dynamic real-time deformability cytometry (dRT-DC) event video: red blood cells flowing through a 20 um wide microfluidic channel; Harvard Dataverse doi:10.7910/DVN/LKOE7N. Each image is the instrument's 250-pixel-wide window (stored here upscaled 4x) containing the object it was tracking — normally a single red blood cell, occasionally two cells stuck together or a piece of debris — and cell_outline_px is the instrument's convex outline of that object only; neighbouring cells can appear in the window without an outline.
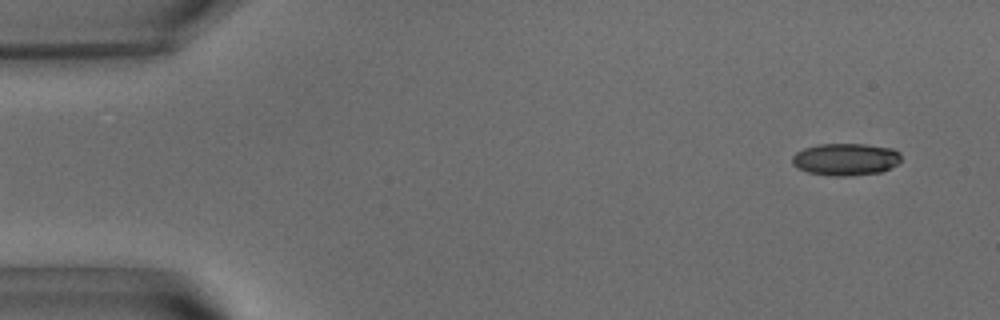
{"species": "common noctule bat (a hibernating species)", "species_latin": "Nyctalus noctula", "temperature_condition": "warm", "stored_images_in_passage": 53, "camera_frame_rate_fps": 3000, "um_per_image_px": 0.085, "animal": {"sex": "male", "body_mass_g": 15.6}, "frame": {"image": 1, "passage_image": 1, "time_ms": 0.0, "image_size_px": [1000, 320], "cell_outline_px": [[900, 160], [896, 164], [880, 172], [844, 176], [832, 176], [808, 172], [796, 168], [792, 164], [792, 156], [796, 152], [804, 148], [820, 144], [864, 144], [892, 148], [900, 152]], "centroid_in_image_um": [71.84, 13.53], "position_along_channel_um": 13.2, "area_um2": 20.35}}
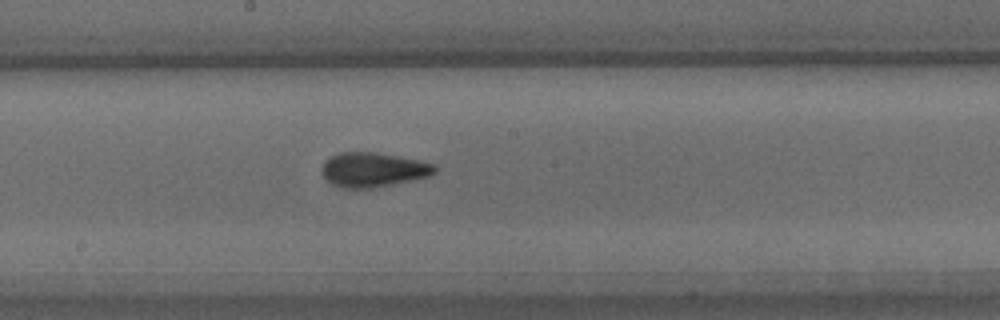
{"frame": {"image": 2, "passage_image": 27, "time_ms": 8.667, "image_size_px": [1000, 320], "cell_outline_px": [[436, 172], [428, 176], [412, 180], [372, 188], [344, 188], [332, 184], [320, 172], [324, 160], [340, 152], [376, 152], [420, 160], [436, 164]], "centroid_in_image_um": [31.71, 14.41], "position_along_channel_um": 216.5, "area_um2": 22.72}}
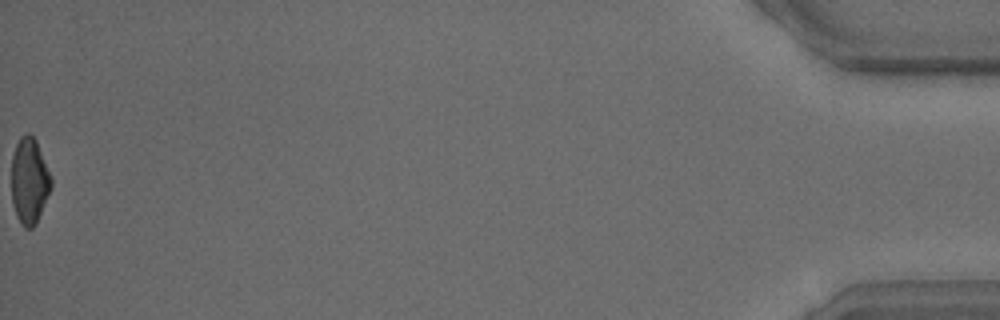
{"frame": {"image": 3, "passage_image": 53, "time_ms": 17.333, "image_size_px": [1000, 320], "cell_outline_px": [[52, 188], [36, 224], [32, 228], [24, 228], [16, 216], [12, 204], [12, 156], [16, 144], [20, 136], [24, 132], [28, 132], [36, 140], [52, 176]], "centroid_in_image_um": [2.51, 15.37], "position_along_channel_um": 432.7, "area_um2": 20.23}, "authors_computed_cell_mechanics": {"area_um2": 21.4438, "velocity_mm_per_s": 3.6644, "shape_relaxation_time_tau1_ms": null, "shape_relaxation_time_tau2_ms": 1.0676, "deformation_change_tau1": null, "deformation_change_tau2": 0.0699}}